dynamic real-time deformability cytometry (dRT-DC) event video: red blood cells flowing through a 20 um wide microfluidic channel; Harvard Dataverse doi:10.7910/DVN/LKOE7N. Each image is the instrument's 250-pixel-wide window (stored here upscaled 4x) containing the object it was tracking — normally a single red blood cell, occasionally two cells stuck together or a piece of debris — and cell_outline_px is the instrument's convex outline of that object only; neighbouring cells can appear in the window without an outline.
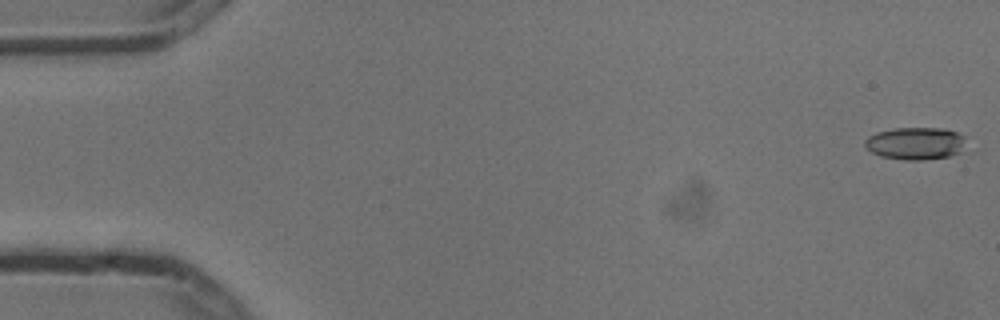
{"species": "common noctule bat (a hibernating species)", "species_latin": "Nyctalus noctula", "temperature_condition": "cold", "stored_images_in_passage": 6, "camera_frame_rate_fps": 3000, "um_per_image_px": 0.085, "animal": {"sex": "male", "body_mass_g": 13.3}, "frame": {"image": 1, "passage_image": 1, "time_ms": 0.0, "image_size_px": [1000, 320], "cell_outline_px": [[964, 148], [960, 152], [948, 156], [920, 160], [904, 160], [880, 156], [864, 148], [864, 140], [868, 136], [876, 132], [892, 128], [940, 128], [956, 132], [964, 136]], "centroid_in_image_um": [77.76, 12.18], "position_along_channel_um": 7.2, "area_um2": 19.19}}
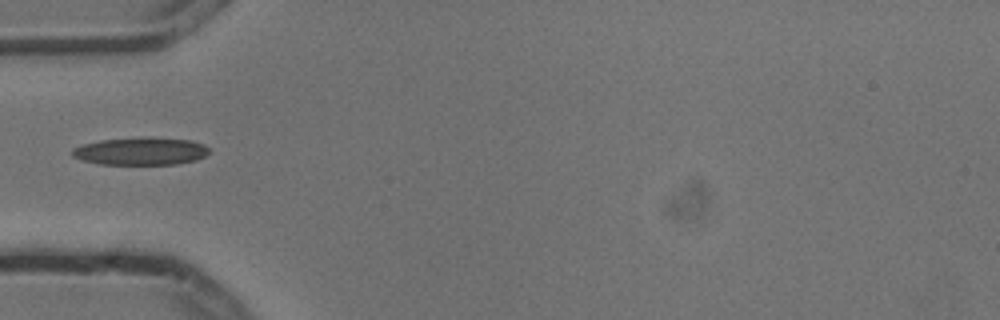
{"frame": {"image": 2, "passage_image": 5, "time_ms": 1.333, "image_size_px": [1000, 320], "cell_outline_px": [[212, 148], [204, 156], [196, 160], [176, 164], [100, 164], [84, 160], [72, 156], [72, 148], [84, 144], [100, 140], [148, 136], [192, 140], [204, 144]], "centroid_in_image_um": [12.01, 12.83], "position_along_channel_um": 73.0, "area_um2": 22.25}}
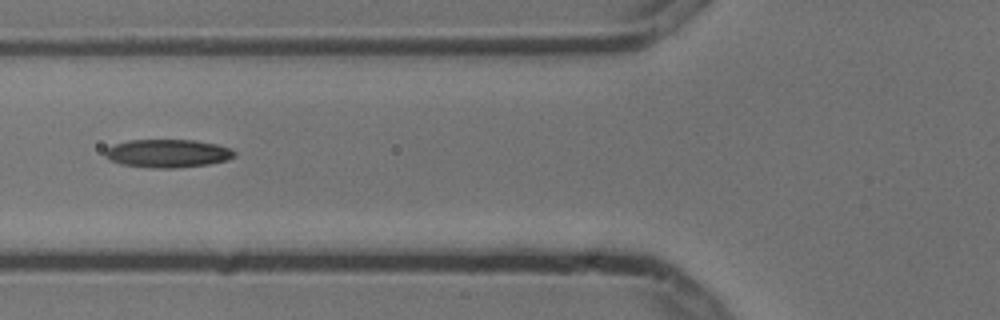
{"frame": {"image": 3, "passage_image": 6, "time_ms": 1.667, "image_size_px": [1000, 320], "cell_outline_px": [[236, 156], [228, 160], [208, 164], [176, 168], [152, 168], [120, 164], [108, 160], [104, 156], [104, 152], [108, 148], [116, 144], [128, 140], [196, 140], [216, 144], [232, 148], [236, 152]], "centroid_in_image_um": [14.27, 13.04], "position_along_channel_um": 111.5, "area_um2": 21.44}}